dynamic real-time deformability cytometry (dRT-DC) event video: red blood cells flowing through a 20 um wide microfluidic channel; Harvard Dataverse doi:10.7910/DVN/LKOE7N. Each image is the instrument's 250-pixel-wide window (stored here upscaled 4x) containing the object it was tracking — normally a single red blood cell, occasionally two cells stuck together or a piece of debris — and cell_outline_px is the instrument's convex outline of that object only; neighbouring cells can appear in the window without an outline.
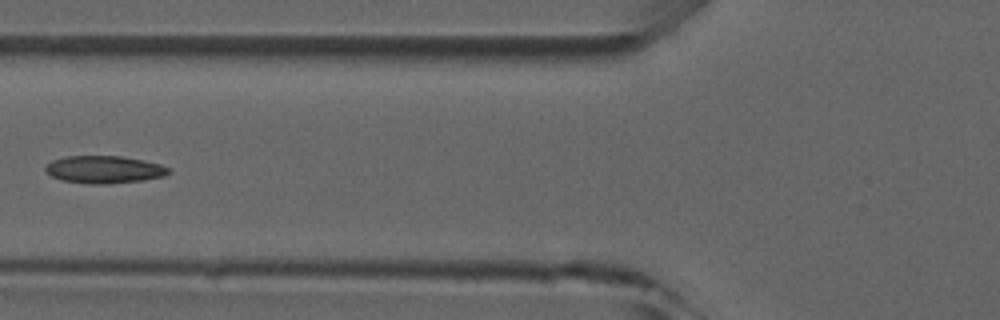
{"species": "common noctule bat (a hibernating species)", "species_latin": "Nyctalus noctula", "temperature_condition": "room temperature", "stored_images_in_passage": 7, "camera_frame_rate_fps": 3000, "um_per_image_px": 0.085, "animal": {"sex": "male", "forearm_length_mm": 52.5}, "frame": {"image": 1, "passage_image": 6, "time_ms": 5.667, "image_size_px": [1000, 320], "cell_outline_px": [[172, 172], [164, 176], [144, 180], [108, 184], [88, 184], [60, 180], [44, 172], [44, 168], [52, 160], [64, 156], [120, 156], [144, 160], [160, 164], [172, 168]], "centroid_in_image_um": [8.87, 14.41], "position_along_channel_um": 116.9, "area_um2": 20.06}}
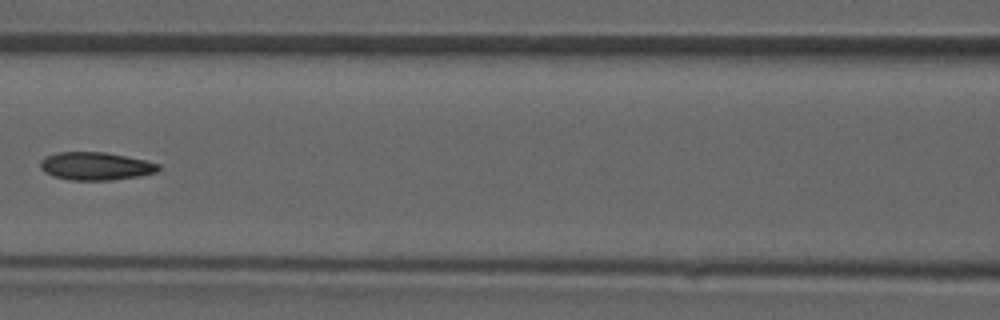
{"frame": {"image": 2, "passage_image": 7, "time_ms": 6.667, "image_size_px": [1000, 320], "cell_outline_px": [[160, 168], [156, 172], [140, 176], [112, 180], [68, 180], [52, 176], [44, 172], [40, 168], [40, 160], [56, 152], [104, 152], [144, 160], [160, 164]], "centroid_in_image_um": [8.11, 14.13], "position_along_channel_um": 158.5, "area_um2": 19.25}}